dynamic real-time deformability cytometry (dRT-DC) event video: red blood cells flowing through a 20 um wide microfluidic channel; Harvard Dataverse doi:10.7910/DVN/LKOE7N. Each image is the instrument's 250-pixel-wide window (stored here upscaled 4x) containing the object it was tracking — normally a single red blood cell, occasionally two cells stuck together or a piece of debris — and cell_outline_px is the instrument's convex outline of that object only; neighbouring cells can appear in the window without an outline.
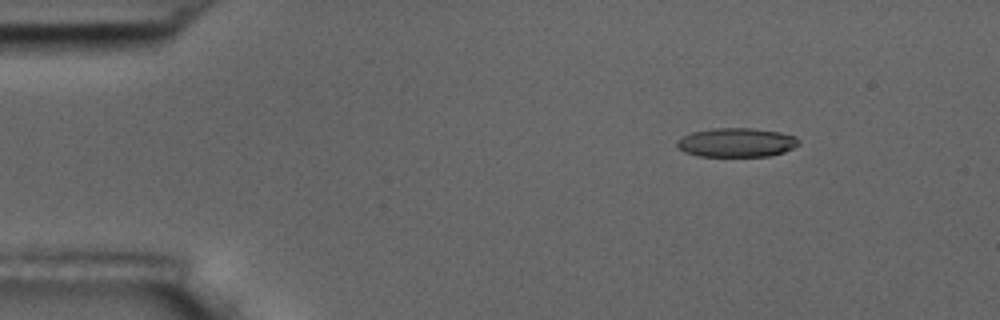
{"species": "common noctule bat (a hibernating species)", "species_latin": "Nyctalus noctula", "temperature_condition": "room temperature", "stored_images_in_passage": 10, "camera_frame_rate_fps": 3000, "um_per_image_px": 0.085, "animal": {"sex": "male", "body_mass_g": 17.5, "forearm_length_mm": 52.3}, "frame": {"image": 1, "passage_image": 2, "time_ms": 1.333, "image_size_px": [1000, 320], "cell_outline_px": [[800, 144], [784, 152], [768, 156], [696, 156], [684, 152], [676, 144], [676, 140], [680, 136], [692, 132], [712, 128], [756, 128], [780, 132], [796, 136], [800, 140]], "centroid_in_image_um": [62.6, 12.1], "position_along_channel_um": 22.4, "area_um2": 20.87}}
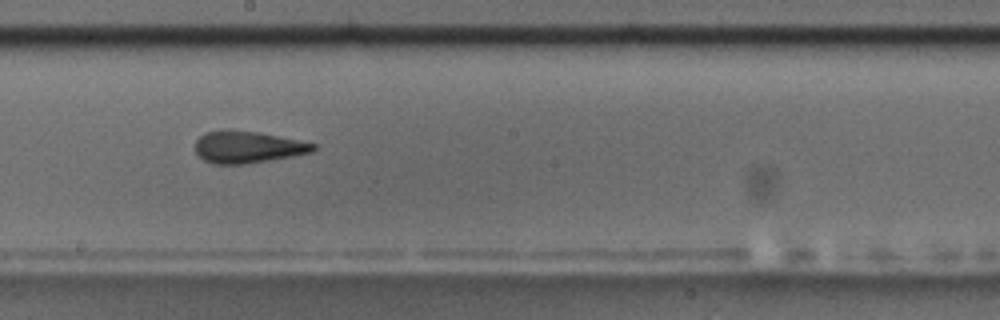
{"frame": {"image": 2, "passage_image": 9, "time_ms": 9.333, "image_size_px": [1000, 320], "cell_outline_px": [[316, 148], [312, 152], [292, 156], [244, 164], [212, 164], [204, 160], [196, 152], [196, 140], [204, 132], [228, 128], [256, 132], [316, 144]], "centroid_in_image_um": [20.99, 12.49], "position_along_channel_um": 227.2, "area_um2": 21.85}}
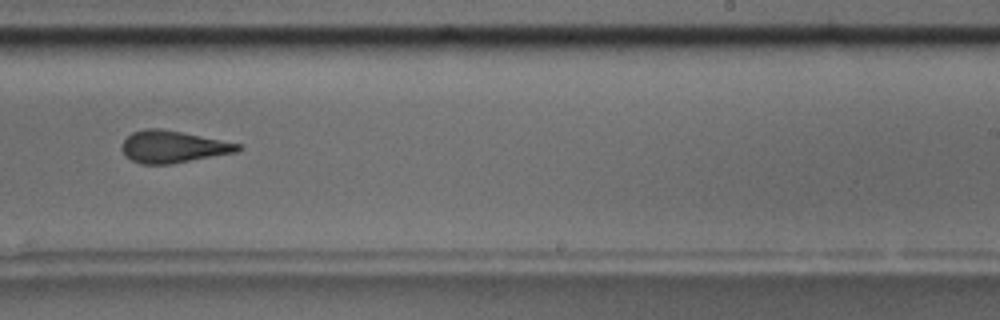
{"frame": {"image": 3, "passage_image": 10, "time_ms": 10.667, "image_size_px": [1000, 320], "cell_outline_px": [[244, 148], [236, 152], [172, 164], [144, 164], [132, 160], [124, 156], [120, 148], [120, 144], [132, 132], [144, 128], [160, 128], [240, 144]], "centroid_in_image_um": [14.65, 12.48], "position_along_channel_um": 274.4, "area_um2": 21.62}}